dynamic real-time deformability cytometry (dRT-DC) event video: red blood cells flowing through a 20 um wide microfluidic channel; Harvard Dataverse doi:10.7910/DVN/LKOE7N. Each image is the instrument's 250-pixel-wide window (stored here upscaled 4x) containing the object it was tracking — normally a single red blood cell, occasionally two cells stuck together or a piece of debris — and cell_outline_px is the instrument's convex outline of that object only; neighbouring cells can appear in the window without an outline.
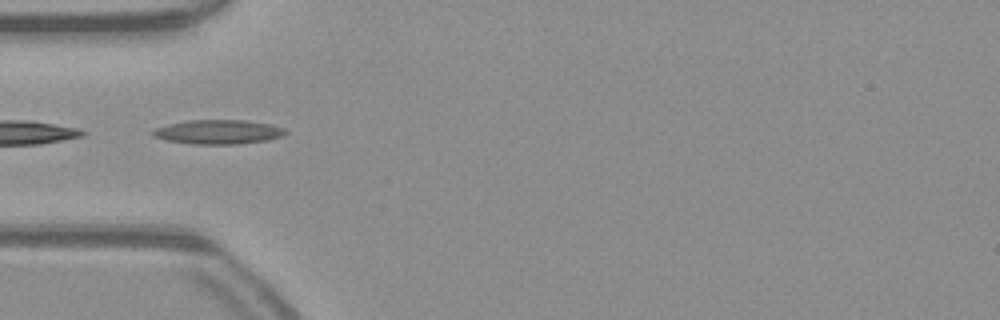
{"species": "common noctule bat (a hibernating species)", "species_latin": "Nyctalus noctula", "temperature_condition": "warm", "stored_images_in_passage": 25, "camera_frame_rate_fps": 3000, "um_per_image_px": 0.085, "animal": {"sex": "male", "body_mass_g": 23.1, "forearm_length_mm": 52.7}, "frame": {"image": 1, "passage_image": 5, "time_ms": 1.333, "image_size_px": [1000, 320], "cell_outline_px": [[288, 132], [284, 136], [268, 140], [240, 144], [192, 144], [164, 140], [152, 136], [152, 132], [156, 128], [168, 124], [188, 120], [244, 120], [272, 124], [284, 128]], "centroid_in_image_um": [18.58, 11.22], "position_along_channel_um": 66.4, "area_um2": 18.96}}
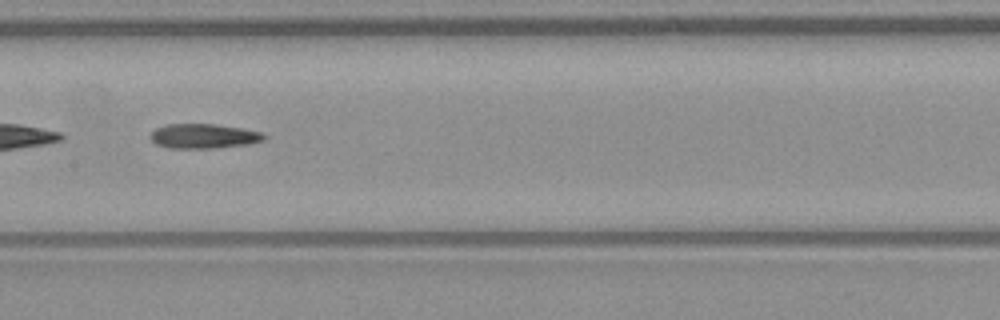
{"frame": {"image": 2, "passage_image": 14, "time_ms": 4.333, "image_size_px": [1000, 320], "cell_outline_px": [[268, 136], [264, 140], [248, 144], [216, 148], [168, 148], [156, 144], [148, 136], [156, 128], [164, 124], [212, 124], [240, 128], [264, 132]], "centroid_in_image_um": [17.31, 11.57], "position_along_channel_um": 190.1, "area_um2": 16.42}}
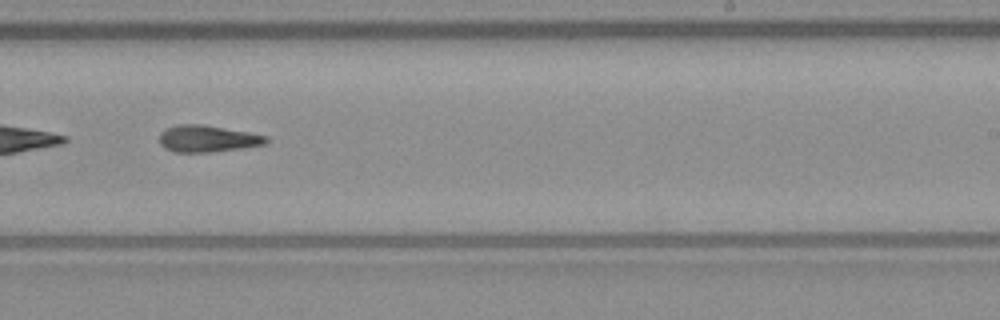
{"frame": {"image": 3, "passage_image": 20, "time_ms": 6.333, "image_size_px": [1000, 320], "cell_outline_px": [[268, 140], [264, 144], [244, 148], [212, 152], [176, 152], [164, 148], [160, 144], [160, 132], [176, 124], [200, 124], [248, 132], [268, 136]], "centroid_in_image_um": [17.63, 11.79], "position_along_channel_um": 271.4, "area_um2": 16.59}}